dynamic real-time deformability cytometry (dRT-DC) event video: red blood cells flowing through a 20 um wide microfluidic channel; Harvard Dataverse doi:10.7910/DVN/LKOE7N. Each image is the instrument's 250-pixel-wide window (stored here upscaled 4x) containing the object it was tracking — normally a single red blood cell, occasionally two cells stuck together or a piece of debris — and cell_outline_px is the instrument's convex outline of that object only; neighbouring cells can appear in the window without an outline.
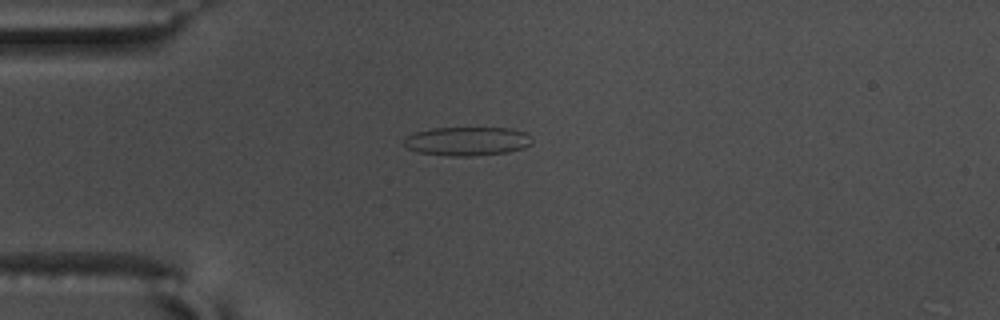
{"species": "common noctule bat (a hibernating species)", "species_latin": "Nyctalus noctula", "temperature_condition": "warm", "stored_images_in_passage": 24, "camera_frame_rate_fps": 3000, "um_per_image_px": 0.085, "animal": {"sex": "male", "body_mass_g": 17.5, "forearm_length_mm": 52.3}, "frame": {"image": 1, "passage_image": 4, "time_ms": 1.0, "image_size_px": [1000, 320], "cell_outline_px": [[532, 140], [524, 148], [508, 152], [468, 156], [452, 156], [420, 152], [408, 148], [404, 144], [404, 136], [416, 132], [432, 128], [512, 128], [528, 132]], "centroid_in_image_um": [39.73, 11.99], "position_along_channel_um": 45.3, "area_um2": 21.44}}
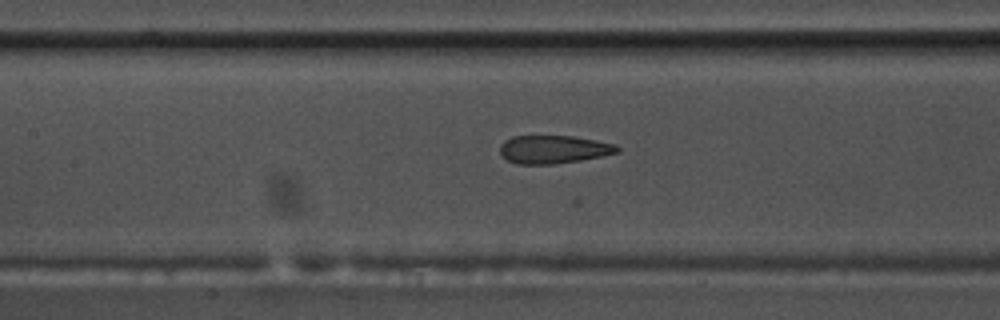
{"frame": {"image": 2, "passage_image": 15, "time_ms": 4.667, "image_size_px": [1000, 320], "cell_outline_px": [[620, 152], [580, 160], [552, 164], [516, 164], [500, 156], [500, 144], [504, 140], [512, 136], [576, 136], [616, 144], [620, 148]], "centroid_in_image_um": [47.03, 12.69], "position_along_channel_um": 160.4, "area_um2": 19.36}}